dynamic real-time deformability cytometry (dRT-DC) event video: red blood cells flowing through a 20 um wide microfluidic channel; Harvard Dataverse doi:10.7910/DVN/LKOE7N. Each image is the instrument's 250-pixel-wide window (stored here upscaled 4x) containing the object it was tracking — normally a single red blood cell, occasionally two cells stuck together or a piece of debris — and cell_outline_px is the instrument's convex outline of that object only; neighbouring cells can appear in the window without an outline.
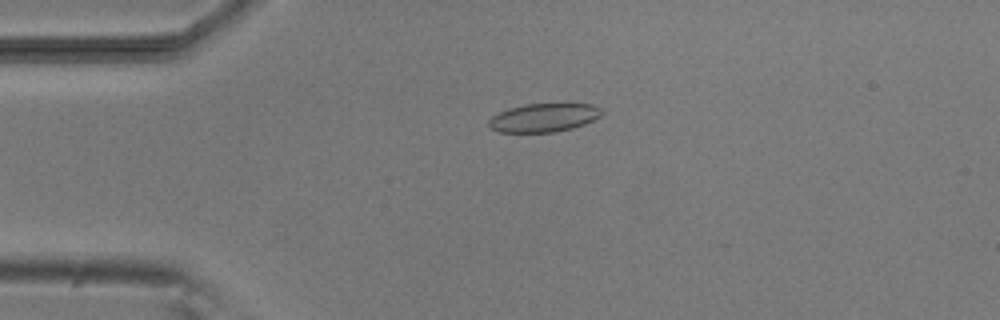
{"species": "common noctule bat (a hibernating species)", "species_latin": "Nyctalus noctula", "temperature_condition": "room temperature", "stored_images_in_passage": 1, "camera_frame_rate_fps": 3000, "um_per_image_px": 0.085, "animal": {"sex": "male", "body_mass_g": 20.5, "forearm_length_mm": 52.5}, "frame": {"image": 1, "passage_image": 1, "time_ms": 0.0, "image_size_px": [1000, 320], "cell_outline_px": [[604, 112], [600, 116], [584, 124], [572, 128], [556, 132], [496, 132], [488, 128], [488, 120], [492, 116], [508, 108], [524, 104], [592, 104], [600, 108]], "centroid_in_image_um": [46.18, 10.01], "position_along_channel_um": 38.8, "area_um2": 18.84}}